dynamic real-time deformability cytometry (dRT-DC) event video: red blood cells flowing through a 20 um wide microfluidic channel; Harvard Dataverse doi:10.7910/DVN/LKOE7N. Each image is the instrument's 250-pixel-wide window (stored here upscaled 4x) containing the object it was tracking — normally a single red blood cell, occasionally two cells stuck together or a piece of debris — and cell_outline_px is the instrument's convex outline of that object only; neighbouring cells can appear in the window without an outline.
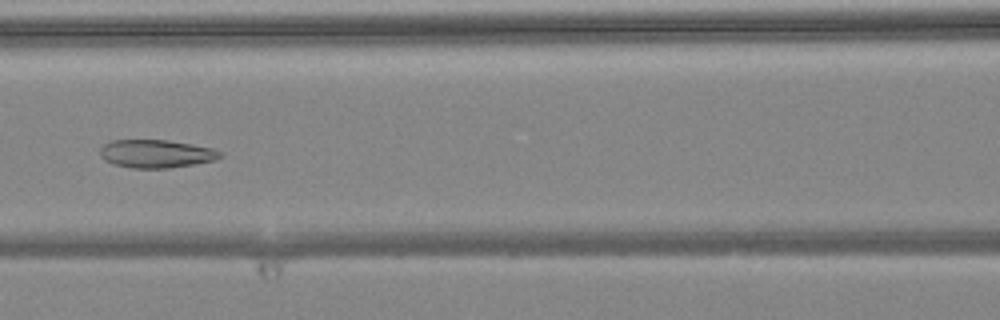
{"species": "common noctule bat (a hibernating species)", "species_latin": "Nyctalus noctula", "temperature_condition": "warm", "stored_images_in_passage": 6, "camera_frame_rate_fps": 3000, "um_per_image_px": 0.085, "animal": {"sex": "female", "body_mass_g": 24.6, "forearm_length_mm": 56.2}, "frame": {"image": 1, "passage_image": 6, "time_ms": 1.667, "image_size_px": [1000, 320], "cell_outline_px": [[224, 156], [216, 160], [168, 168], [132, 168], [112, 164], [104, 160], [100, 156], [100, 148], [104, 144], [112, 140], [168, 140], [192, 144], [212, 148], [224, 152]], "centroid_in_image_um": [13.29, 13.06], "position_along_channel_um": 153.3, "area_um2": 19.83}}